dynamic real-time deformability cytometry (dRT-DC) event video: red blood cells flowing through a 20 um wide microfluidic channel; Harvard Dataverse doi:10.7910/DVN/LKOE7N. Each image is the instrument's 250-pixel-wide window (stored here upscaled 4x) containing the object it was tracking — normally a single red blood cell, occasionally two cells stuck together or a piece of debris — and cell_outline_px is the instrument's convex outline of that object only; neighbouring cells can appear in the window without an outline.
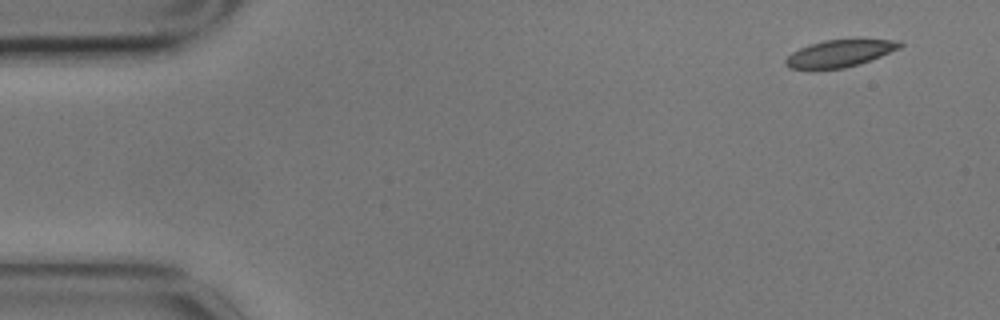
{"species": "common noctule bat (a hibernating species)", "species_latin": "Nyctalus noctula", "temperature_condition": "cold", "stored_images_in_passage": 5, "camera_frame_rate_fps": 3000, "um_per_image_px": 0.085, "animal": {"sex": "male", "body_mass_g": 17.9}, "frame": {"image": 1, "passage_image": 1, "time_ms": 0.0, "image_size_px": [1000, 320], "cell_outline_px": [[904, 44], [900, 48], [860, 64], [844, 68], [788, 68], [784, 64], [784, 60], [792, 52], [800, 48], [824, 40], [900, 40]], "centroid_in_image_um": [71.38, 4.54], "position_along_channel_um": 13.6, "area_um2": 17.63}}